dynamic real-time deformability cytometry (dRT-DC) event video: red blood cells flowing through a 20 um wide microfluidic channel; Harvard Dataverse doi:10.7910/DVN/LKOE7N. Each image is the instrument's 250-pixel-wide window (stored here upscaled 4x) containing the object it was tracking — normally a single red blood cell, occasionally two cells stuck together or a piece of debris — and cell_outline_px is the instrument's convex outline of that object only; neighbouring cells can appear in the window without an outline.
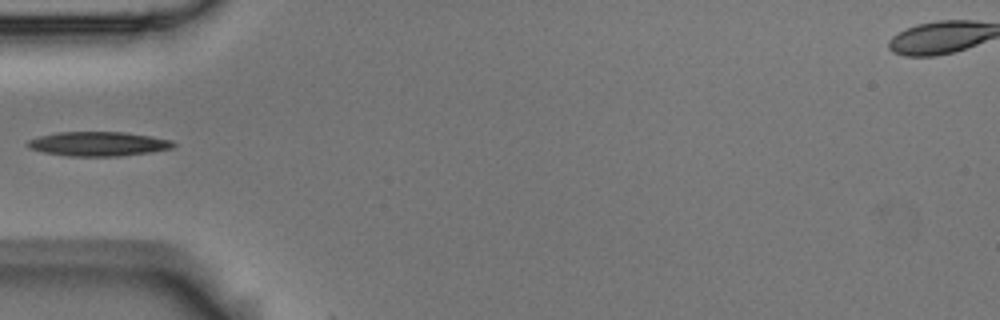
{"species": "Egyptian fruit bat (a non-hibernating species)", "species_latin": "Rousettus aegyptiacus", "temperature_condition": "room temperature", "stored_images_in_passage": 5, "camera_frame_rate_fps": 3000, "um_per_image_px": 0.085, "animal": {"sex": "male"}, "frame": {"image": 1, "passage_image": 4, "time_ms": 1.0, "image_size_px": [1000, 320], "cell_outline_px": [[176, 144], [172, 148], [152, 152], [120, 156], [68, 156], [44, 152], [28, 148], [24, 144], [28, 140], [40, 136], [56, 132], [124, 132], [172, 140]], "centroid_in_image_um": [8.33, 12.23], "position_along_channel_um": 76.7, "area_um2": 20.69}}
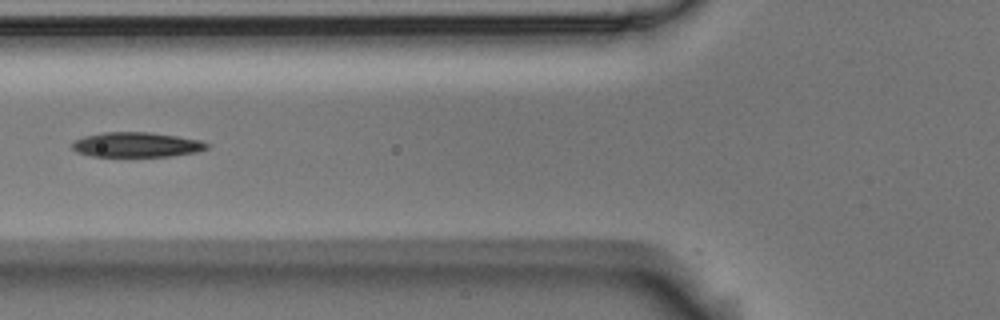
{"frame": {"image": 2, "passage_image": 5, "time_ms": 1.333, "image_size_px": [1000, 320], "cell_outline_px": [[208, 148], [196, 152], [168, 156], [92, 156], [76, 152], [72, 148], [72, 144], [76, 140], [84, 136], [104, 132], [148, 132], [176, 136], [200, 140], [208, 144]], "centroid_in_image_um": [11.59, 12.3], "position_along_channel_um": 114.2, "area_um2": 19.31}}